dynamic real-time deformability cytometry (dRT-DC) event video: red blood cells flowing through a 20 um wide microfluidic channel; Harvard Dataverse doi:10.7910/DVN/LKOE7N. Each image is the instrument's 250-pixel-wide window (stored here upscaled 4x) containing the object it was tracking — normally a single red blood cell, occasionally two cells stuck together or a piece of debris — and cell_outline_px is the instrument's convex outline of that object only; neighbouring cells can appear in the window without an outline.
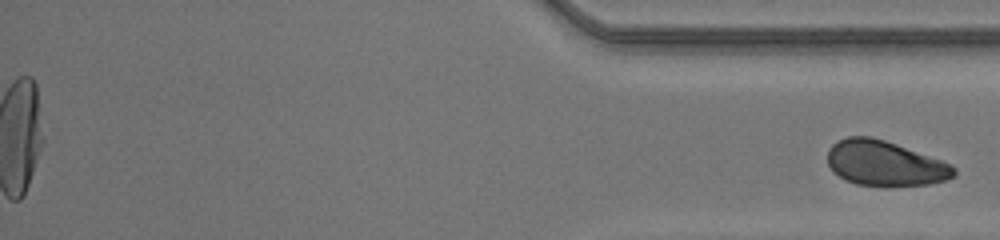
{"species": "human", "species_latin": "Homo sapiens", "temperature_condition": "room temperature", "stored_images_in_passage": 57, "segment_of_instrument_passage": [2, 2], "camera_frame_rate_fps": 3000, "um_per_image_px": 0.085, "donor": {"sex": "male"}, "frame": {"image": 1, "passage_image": 57, "time_ms": 18.667, "image_size_px": [1000, 240], "cell_outline_px": [[956, 176], [944, 180], [928, 184], [888, 188], [856, 184], [844, 180], [832, 172], [828, 164], [828, 148], [832, 144], [848, 136], [872, 136], [896, 144], [940, 160], [956, 168]], "centroid_in_image_um": [75.17, 13.92], "position_along_channel_um": 360.0, "area_um2": 33.58}}